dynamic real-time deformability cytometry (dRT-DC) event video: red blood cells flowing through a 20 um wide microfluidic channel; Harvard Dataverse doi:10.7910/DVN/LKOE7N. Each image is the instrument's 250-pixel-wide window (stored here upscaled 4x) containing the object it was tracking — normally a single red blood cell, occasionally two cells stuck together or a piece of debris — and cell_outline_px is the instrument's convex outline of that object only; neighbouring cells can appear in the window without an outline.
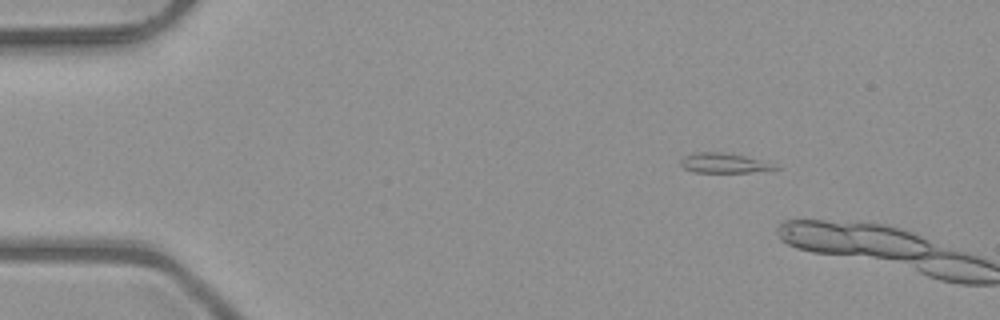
{"species": "common noctule bat (a hibernating species)", "species_latin": "Nyctalus noctula", "temperature_condition": "room temperature", "stored_images_in_passage": 3, "camera_frame_rate_fps": 3000, "um_per_image_px": 0.085, "animal": {"sex": "male", "body_mass_g": 23.1, "forearm_length_mm": 52.7}, "frame": {"image": 1, "passage_image": 2, "time_ms": 0.333, "image_size_px": [1000, 320], "cell_outline_px": [[780, 168], [752, 172], [696, 172], [684, 168], [680, 164], [680, 160], [684, 156], [696, 152], [728, 152], [744, 156]], "centroid_in_image_um": [61.41, 13.85], "position_along_channel_um": 23.6, "area_um2": 10.52}}